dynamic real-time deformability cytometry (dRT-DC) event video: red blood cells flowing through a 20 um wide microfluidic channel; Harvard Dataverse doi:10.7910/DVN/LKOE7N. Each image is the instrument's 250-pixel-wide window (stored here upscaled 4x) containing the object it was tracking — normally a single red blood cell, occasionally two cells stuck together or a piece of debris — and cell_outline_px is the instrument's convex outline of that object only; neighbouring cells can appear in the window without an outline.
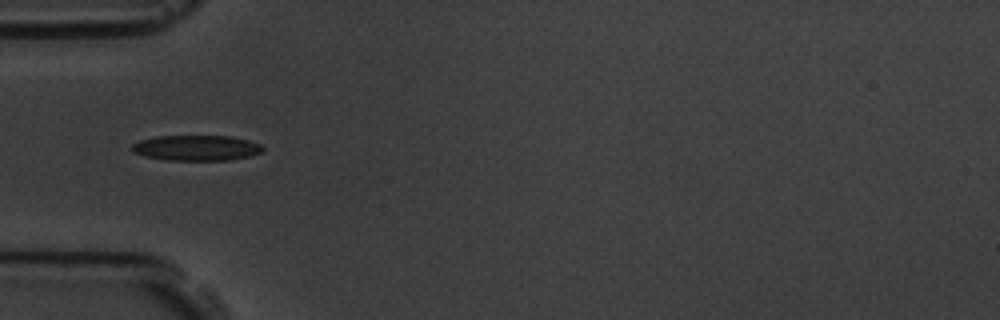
{"species": "common noctule bat (a hibernating species)", "species_latin": "Nyctalus noctula", "temperature_condition": "room temperature", "stored_images_in_passage": 8, "camera_frame_rate_fps": 3000, "um_per_image_px": 0.085, "animal": {"sex": "male", "body_mass_g": 19.5, "forearm_length_mm": 54.6}, "frame": {"image": 1, "passage_image": 6, "time_ms": 6.0, "image_size_px": [1000, 320], "cell_outline_px": [[264, 152], [252, 156], [228, 160], [168, 160], [144, 156], [132, 152], [132, 144], [140, 140], [156, 136], [232, 136], [248, 140], [260, 144], [264, 148]], "centroid_in_image_um": [16.72, 12.57], "position_along_channel_um": 68.3, "area_um2": 19.54}}
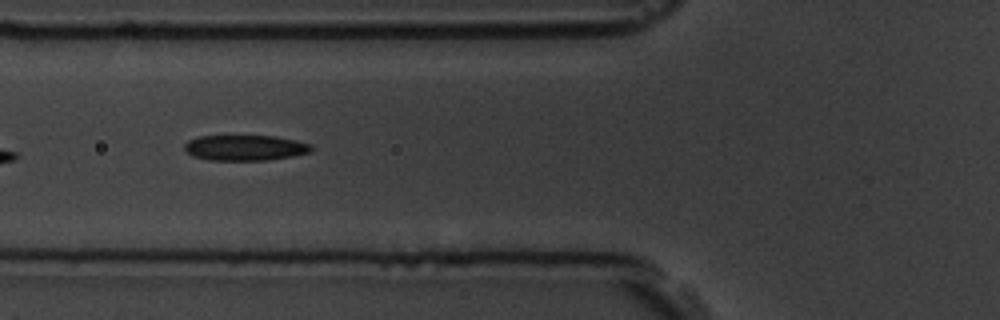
{"frame": {"image": 2, "passage_image": 7, "time_ms": 7.0, "image_size_px": [1000, 320], "cell_outline_px": [[312, 148], [308, 152], [292, 156], [268, 160], [208, 160], [192, 156], [184, 148], [184, 144], [188, 140], [200, 136], [276, 136], [296, 140], [312, 144]], "centroid_in_image_um": [20.82, 12.56], "position_along_channel_um": 105.0, "area_um2": 18.84}}
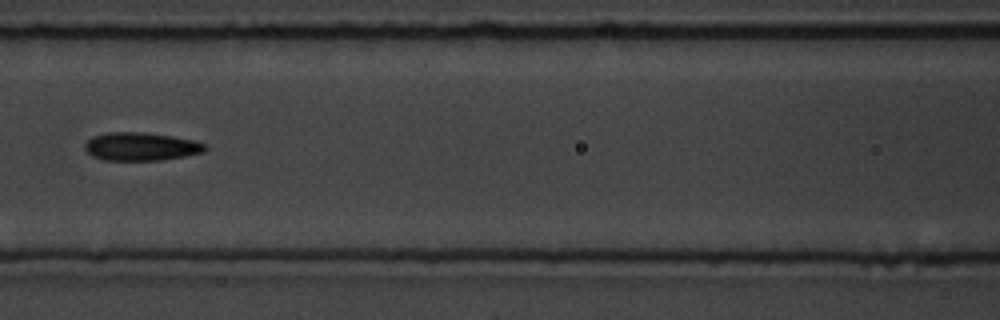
{"frame": {"image": 3, "passage_image": 8, "time_ms": 8.333, "image_size_px": [1000, 320], "cell_outline_px": [[208, 148], [204, 152], [184, 156], [160, 160], [104, 160], [92, 156], [84, 148], [84, 144], [92, 136], [108, 132], [144, 132], [172, 136], [192, 140], [208, 144]], "centroid_in_image_um": [11.99, 12.45], "position_along_channel_um": 154.6, "area_um2": 19.83}}